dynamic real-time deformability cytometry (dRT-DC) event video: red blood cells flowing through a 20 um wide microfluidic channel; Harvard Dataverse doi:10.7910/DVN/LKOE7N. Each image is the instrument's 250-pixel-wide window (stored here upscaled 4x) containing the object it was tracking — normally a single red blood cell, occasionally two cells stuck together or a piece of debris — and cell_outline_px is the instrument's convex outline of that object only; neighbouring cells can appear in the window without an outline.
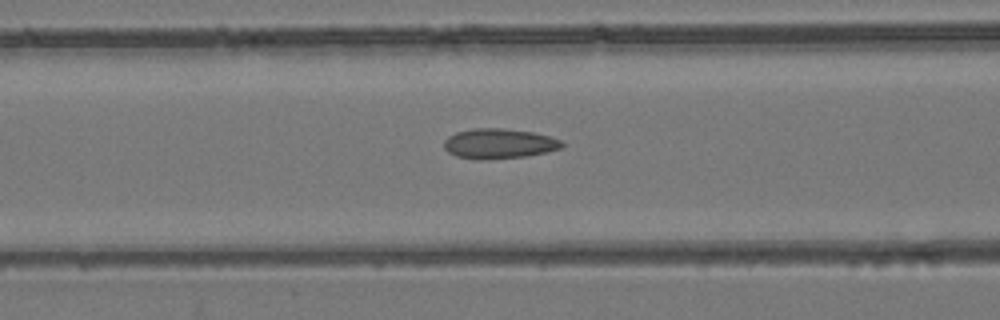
{"species": "common noctule bat (a hibernating species)", "species_latin": "Nyctalus noctula", "temperature_condition": "room temperature", "stored_images_in_passage": 16, "camera_frame_rate_fps": 3000, "um_per_image_px": 0.085, "animal": {"sex": "female", "body_mass_g": 24.6, "forearm_length_mm": 56.2}, "frame": {"image": 1, "passage_image": 5, "time_ms": 1.333, "image_size_px": [1000, 320], "cell_outline_px": [[564, 144], [560, 148], [544, 152], [524, 156], [484, 160], [480, 160], [456, 156], [448, 152], [444, 148], [444, 140], [448, 136], [456, 132], [472, 128], [500, 128], [532, 132], [548, 136], [560, 140]], "centroid_in_image_um": [42.35, 12.2], "position_along_channel_um": 124.2, "area_um2": 20.46}}
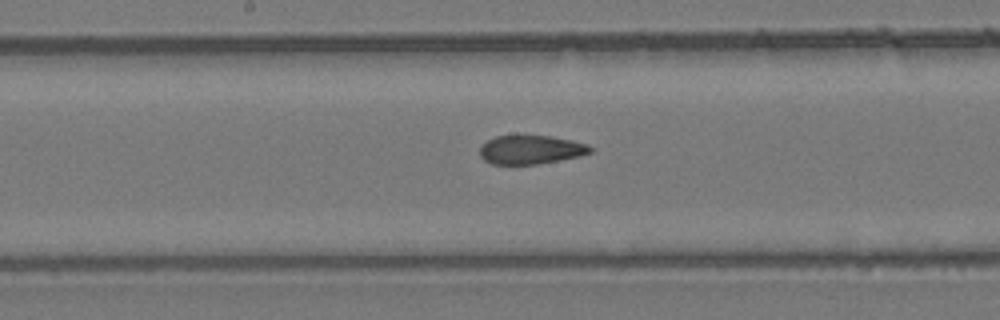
{"frame": {"image": 2, "passage_image": 11, "time_ms": 3.333, "image_size_px": [1000, 320], "cell_outline_px": [[592, 152], [580, 156], [536, 164], [492, 164], [484, 160], [480, 156], [480, 148], [488, 140], [496, 136], [520, 132], [552, 136], [572, 140], [588, 144], [592, 148]], "centroid_in_image_um": [45.11, 12.67], "position_along_channel_um": 203.1, "area_um2": 19.19}}
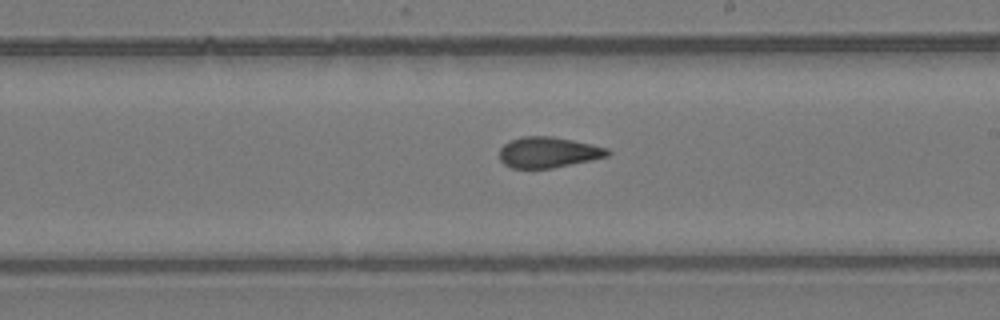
{"frame": {"image": 3, "passage_image": 14, "time_ms": 4.333, "image_size_px": [1000, 320], "cell_outline_px": [[612, 152], [608, 156], [552, 168], [512, 168], [504, 164], [500, 160], [500, 148], [504, 144], [512, 140], [524, 136], [552, 136], [592, 144], [608, 148]], "centroid_in_image_um": [46.61, 12.94], "position_along_channel_um": 242.4, "area_um2": 19.25}}